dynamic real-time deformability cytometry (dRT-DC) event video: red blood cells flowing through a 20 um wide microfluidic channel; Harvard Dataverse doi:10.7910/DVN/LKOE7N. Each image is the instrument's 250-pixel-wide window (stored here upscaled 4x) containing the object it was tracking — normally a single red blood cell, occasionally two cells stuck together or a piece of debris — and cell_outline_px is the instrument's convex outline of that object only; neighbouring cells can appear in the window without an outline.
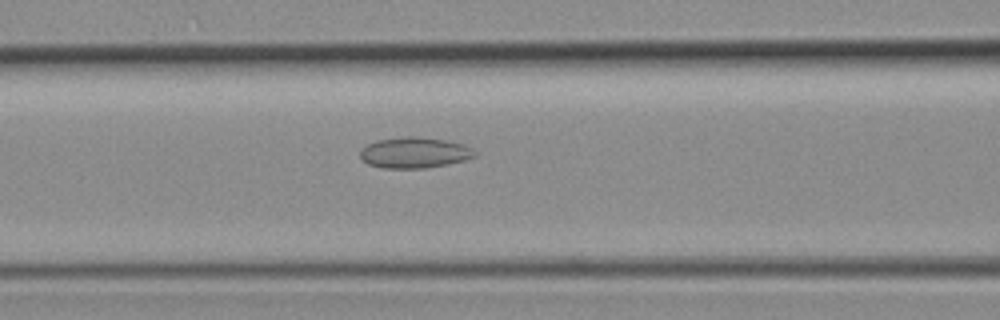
{"species": "common noctule bat (a hibernating species)", "species_latin": "Nyctalus noctula", "temperature_condition": "room temperature", "stored_images_in_passage": 31, "camera_frame_rate_fps": 3000, "um_per_image_px": 0.085, "animal": {"sex": "female", "body_mass_g": 19.3, "forearm_length_mm": 54.1}, "frame": {"image": 1, "passage_image": 9, "time_ms": 2.667, "image_size_px": [1000, 320], "cell_outline_px": [[476, 156], [464, 160], [448, 164], [424, 168], [380, 168], [368, 164], [360, 156], [360, 152], [368, 144], [376, 140], [404, 136], [416, 136], [448, 140], [464, 144], [472, 148], [476, 152]], "centroid_in_image_um": [35.25, 12.97], "position_along_channel_um": 131.3, "area_um2": 20.69}}
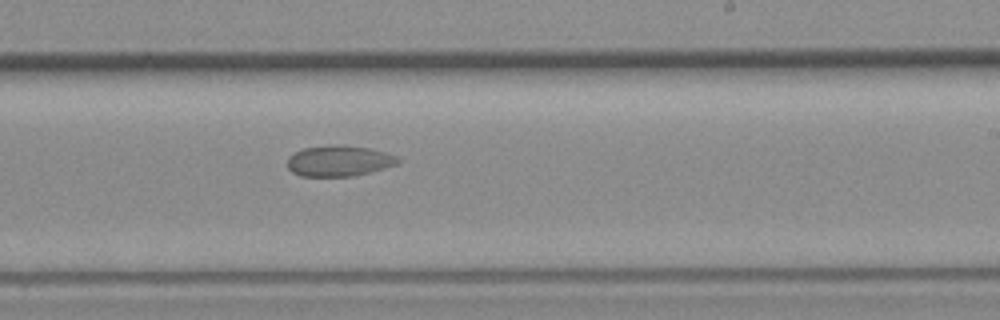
{"frame": {"image": 2, "passage_image": 17, "time_ms": 5.333, "image_size_px": [1000, 320], "cell_outline_px": [[400, 160], [396, 164], [384, 168], [352, 176], [300, 176], [292, 172], [288, 168], [288, 156], [304, 148], [340, 144], [368, 148], [384, 152], [396, 156]], "centroid_in_image_um": [28.79, 13.67], "position_along_channel_um": 260.2, "area_um2": 19.59}}
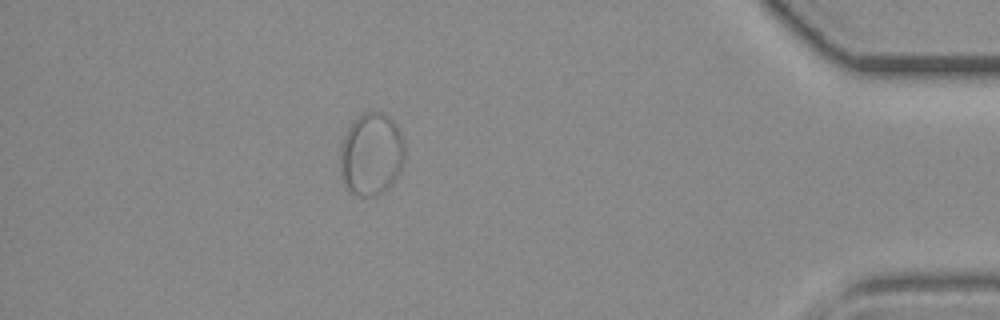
{"frame": {"image": 3, "passage_image": 29, "time_ms": 9.333, "image_size_px": [1000, 320], "cell_outline_px": [[404, 164], [400, 172], [388, 188], [376, 196], [356, 196], [348, 192], [340, 176], [340, 144], [348, 128], [364, 112], [384, 112], [396, 124], [404, 140]], "centroid_in_image_um": [31.55, 13.14], "position_along_channel_um": 403.6, "area_um2": 31.5}}